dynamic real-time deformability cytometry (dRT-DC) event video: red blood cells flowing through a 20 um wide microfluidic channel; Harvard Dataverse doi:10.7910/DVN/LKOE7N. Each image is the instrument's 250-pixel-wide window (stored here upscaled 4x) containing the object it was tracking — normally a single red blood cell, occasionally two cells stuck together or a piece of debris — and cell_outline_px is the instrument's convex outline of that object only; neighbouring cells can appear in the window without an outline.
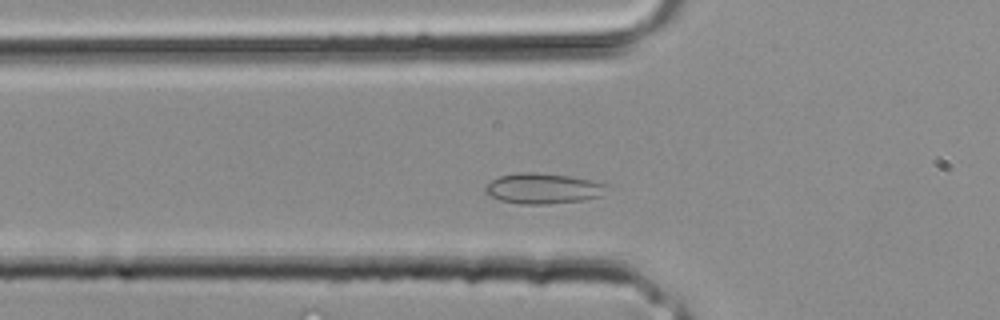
{"species": "common noctule bat (a hibernating species)", "species_latin": "Nyctalus noctula", "temperature_condition": "room temperature", "stored_images_in_passage": 7, "camera_frame_rate_fps": 3000, "um_per_image_px": 0.085, "animal": {"sex": "male", "body_mass_g": 20.4}, "frame": {"image": 1, "passage_image": 6, "time_ms": 1.667, "image_size_px": [1000, 320], "cell_outline_px": [[612, 188], [600, 196], [580, 200], [544, 204], [520, 204], [500, 200], [488, 196], [484, 192], [484, 188], [492, 180], [500, 176], [524, 172], [532, 172], [572, 176], [592, 180], [608, 184]], "centroid_in_image_um": [46.19, 16.02], "position_along_channel_um": 79.6, "area_um2": 21.68}}